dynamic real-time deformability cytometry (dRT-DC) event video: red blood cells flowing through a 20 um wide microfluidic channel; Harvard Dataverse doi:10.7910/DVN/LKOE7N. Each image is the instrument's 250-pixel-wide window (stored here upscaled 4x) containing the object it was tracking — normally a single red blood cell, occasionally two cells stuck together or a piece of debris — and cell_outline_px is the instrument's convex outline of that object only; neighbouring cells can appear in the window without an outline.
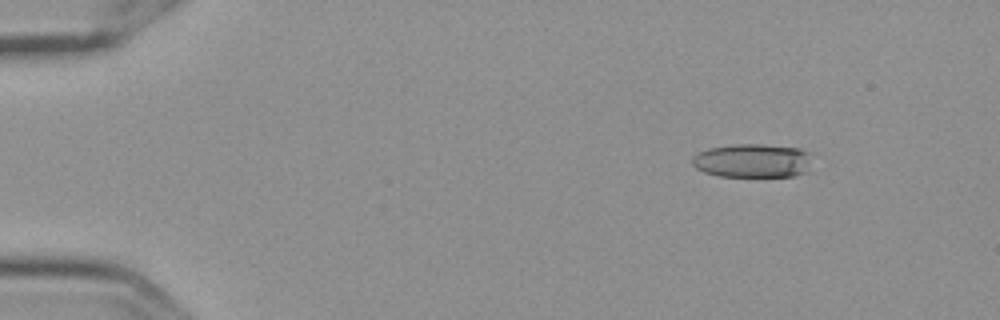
{"species": "Egyptian fruit bat (a non-hibernating species)", "species_latin": "Rousettus aegyptiacus", "temperature_condition": "cold", "stored_images_in_passage": 6, "camera_frame_rate_fps": 3000, "um_per_image_px": 0.085, "frame": {"image": 1, "passage_image": 2, "time_ms": 0.333, "image_size_px": [1000, 320], "cell_outline_px": [[808, 152], [804, 172], [796, 176], [720, 176], [704, 172], [696, 168], [692, 164], [692, 156], [708, 148], [736, 144], [760, 144], [800, 148]], "centroid_in_image_um": [63.88, 13.65], "position_along_channel_um": 21.1, "area_um2": 23.18}}
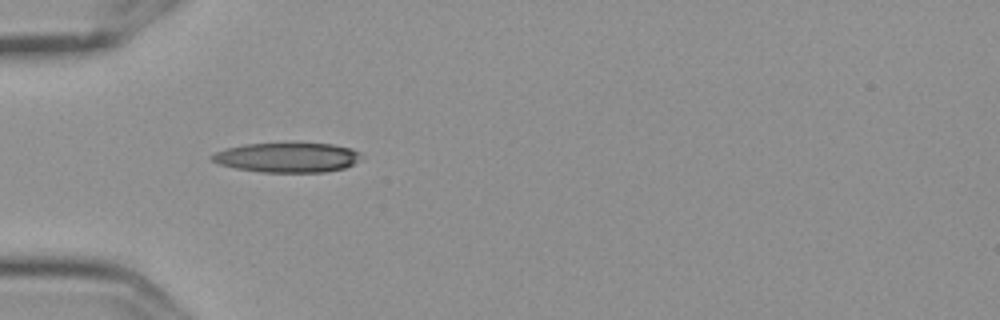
{"frame": {"image": 2, "passage_image": 5, "time_ms": 1.333, "image_size_px": [1000, 320], "cell_outline_px": [[364, 156], [352, 164], [344, 168], [324, 172], [260, 172], [236, 168], [220, 164], [212, 160], [208, 156], [224, 148], [244, 144], [332, 144], [352, 148], [360, 152]], "centroid_in_image_um": [24.42, 13.39], "position_along_channel_um": 60.6, "area_um2": 25.72}}
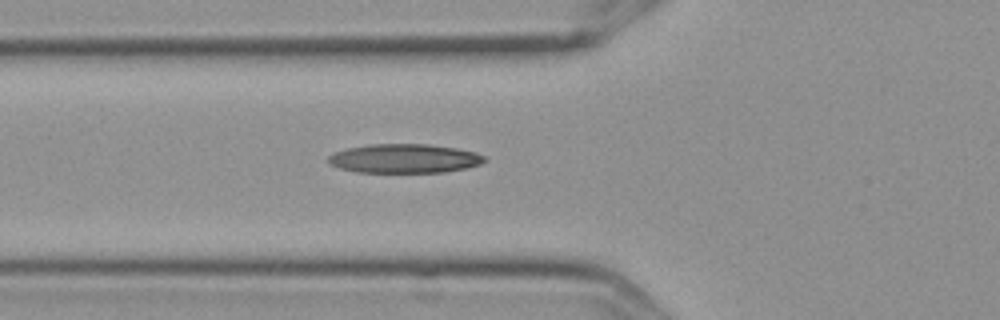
{"frame": {"image": 3, "passage_image": 6, "time_ms": 1.667, "image_size_px": [1000, 320], "cell_outline_px": [[488, 160], [480, 164], [468, 168], [444, 172], [356, 172], [340, 168], [328, 164], [328, 156], [332, 152], [348, 148], [372, 144], [428, 144], [456, 148], [476, 152], [484, 156]], "centroid_in_image_um": [34.38, 13.47], "position_along_channel_um": 91.4, "area_um2": 26.59}}